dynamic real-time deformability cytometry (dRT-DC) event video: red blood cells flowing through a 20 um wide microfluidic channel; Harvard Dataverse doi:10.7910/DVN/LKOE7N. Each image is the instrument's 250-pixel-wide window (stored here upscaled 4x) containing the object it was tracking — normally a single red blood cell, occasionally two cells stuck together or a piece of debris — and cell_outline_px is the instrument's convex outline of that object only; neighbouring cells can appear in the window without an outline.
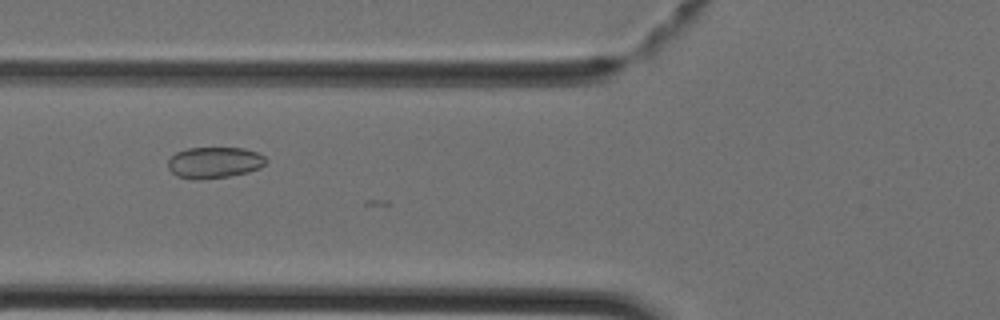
{"species": "Egyptian fruit bat (a non-hibernating species)", "species_latin": "Rousettus aegyptiacus", "temperature_condition": "cold", "stored_images_in_passage": 12, "camera_frame_rate_fps": 3000, "um_per_image_px": 0.085, "animal": {"sex": "female"}, "frame": {"image": 1, "passage_image": 9, "time_ms": 2.667, "image_size_px": [1000, 320], "cell_outline_px": [[268, 160], [260, 168], [248, 172], [228, 176], [200, 180], [192, 180], [176, 176], [168, 168], [168, 160], [176, 152], [188, 148], [244, 148], [256, 152], [264, 156]], "centroid_in_image_um": [18.2, 13.82], "position_along_channel_um": 107.6, "area_um2": 17.92}}